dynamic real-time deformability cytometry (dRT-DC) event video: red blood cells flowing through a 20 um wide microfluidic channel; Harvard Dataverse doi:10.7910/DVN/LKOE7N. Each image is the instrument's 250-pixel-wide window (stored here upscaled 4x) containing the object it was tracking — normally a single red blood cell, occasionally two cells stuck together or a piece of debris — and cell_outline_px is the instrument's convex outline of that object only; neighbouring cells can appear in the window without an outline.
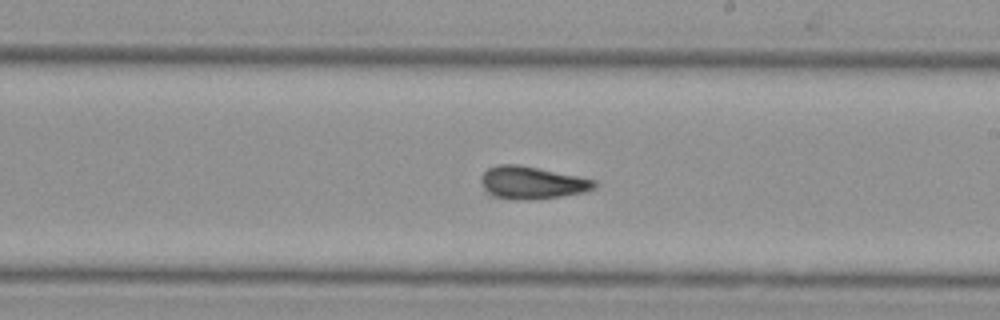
{"species": "Egyptian fruit bat (a non-hibernating species)", "species_latin": "Rousettus aegyptiacus", "temperature_condition": "cold", "stored_images_in_passage": 29, "camera_frame_rate_fps": 3000, "um_per_image_px": 0.085, "animal": {"sex": "female"}, "frame": {"image": 1, "passage_image": 15, "time_ms": 4.667, "image_size_px": [1000, 320], "cell_outline_px": [[596, 188], [584, 192], [560, 196], [492, 196], [484, 188], [480, 180], [480, 176], [488, 168], [496, 164], [516, 164], [596, 180]], "centroid_in_image_um": [45.21, 15.46], "position_along_channel_um": 243.8, "area_um2": 20.17}}
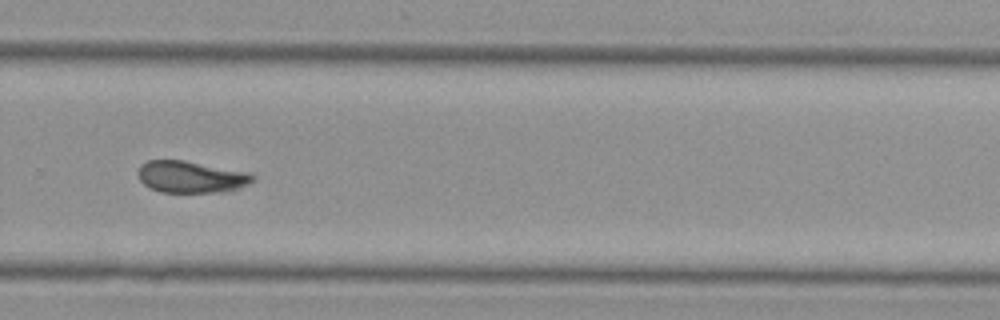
{"frame": {"image": 2, "passage_image": 21, "time_ms": 6.667, "image_size_px": [1000, 320], "cell_outline_px": [[256, 180], [248, 184], [224, 192], [160, 192], [148, 188], [140, 180], [136, 172], [140, 164], [148, 160], [184, 160], [252, 172], [256, 176]], "centroid_in_image_um": [16.24, 15.02], "position_along_channel_um": 313.6, "area_um2": 21.68}}
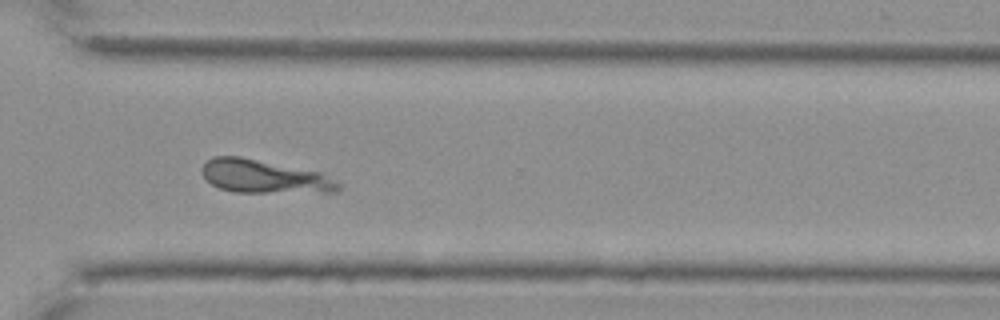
{"frame": {"image": 3, "passage_image": 24, "time_ms": 7.667, "image_size_px": [1000, 320], "cell_outline_px": [[340, 188], [336, 192], [232, 192], [220, 188], [212, 184], [204, 176], [200, 168], [212, 156], [240, 156], [320, 172], [340, 184]], "centroid_in_image_um": [22.43, 15.0], "position_along_channel_um": 348.2, "area_um2": 26.24}}